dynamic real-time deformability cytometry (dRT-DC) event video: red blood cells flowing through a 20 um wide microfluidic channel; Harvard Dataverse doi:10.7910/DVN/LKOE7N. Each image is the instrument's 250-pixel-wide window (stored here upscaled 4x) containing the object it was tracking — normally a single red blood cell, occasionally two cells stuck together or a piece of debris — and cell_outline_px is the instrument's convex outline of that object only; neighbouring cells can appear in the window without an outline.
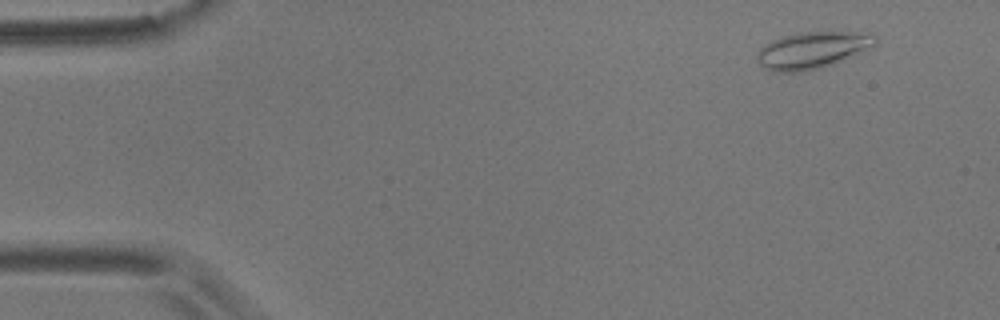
{"species": "common noctule bat (a hibernating species)", "species_latin": "Nyctalus noctula", "temperature_condition": "room temperature", "stored_images_in_passage": 55, "camera_frame_rate_fps": 3000, "um_per_image_px": 0.085, "animal": {"sex": "male", "body_mass_g": 17.9}, "frame": {"image": 1, "passage_image": 5, "time_ms": 1.333, "image_size_px": [1000, 320], "cell_outline_px": [[876, 44], [872, 48], [832, 64], [820, 68], [800, 72], [772, 72], [764, 68], [756, 60], [756, 52], [764, 44], [772, 40], [784, 36], [800, 32], [872, 32], [876, 36]], "centroid_in_image_um": [69.04, 4.26], "position_along_channel_um": 16.0, "area_um2": 25.61}}
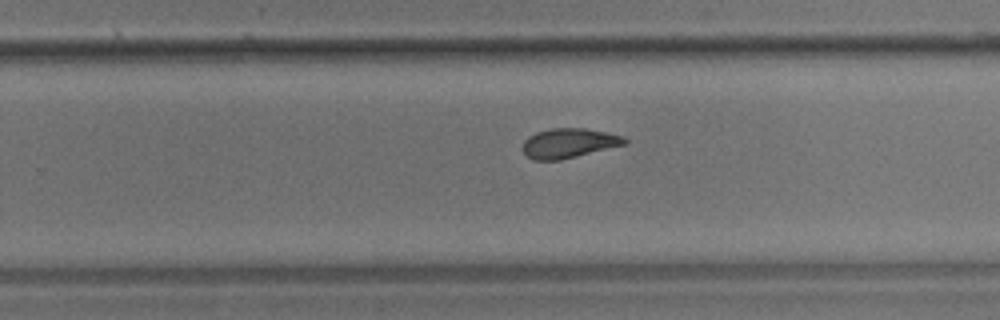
{"frame": {"image": 2, "passage_image": 36, "time_ms": 11.667, "image_size_px": [1000, 320], "cell_outline_px": [[628, 144], [560, 160], [532, 160], [520, 148], [524, 140], [528, 136], [536, 132], [552, 128], [584, 128], [624, 136], [628, 140]], "centroid_in_image_um": [48.34, 12.17], "position_along_channel_um": 281.5, "area_um2": 17.74}}
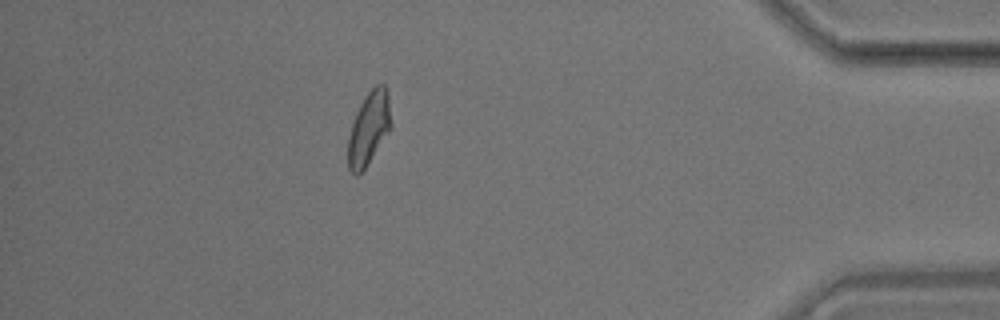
{"frame": {"image": 3, "passage_image": 50, "time_ms": 16.333, "image_size_px": [1000, 320], "cell_outline_px": [[392, 128], [364, 168], [356, 176], [348, 168], [348, 136], [356, 112], [360, 104], [368, 92], [376, 84], [384, 84], [388, 92], [392, 124]], "centroid_in_image_um": [31.37, 10.88], "position_along_channel_um": 403.8, "area_um2": 18.26}}